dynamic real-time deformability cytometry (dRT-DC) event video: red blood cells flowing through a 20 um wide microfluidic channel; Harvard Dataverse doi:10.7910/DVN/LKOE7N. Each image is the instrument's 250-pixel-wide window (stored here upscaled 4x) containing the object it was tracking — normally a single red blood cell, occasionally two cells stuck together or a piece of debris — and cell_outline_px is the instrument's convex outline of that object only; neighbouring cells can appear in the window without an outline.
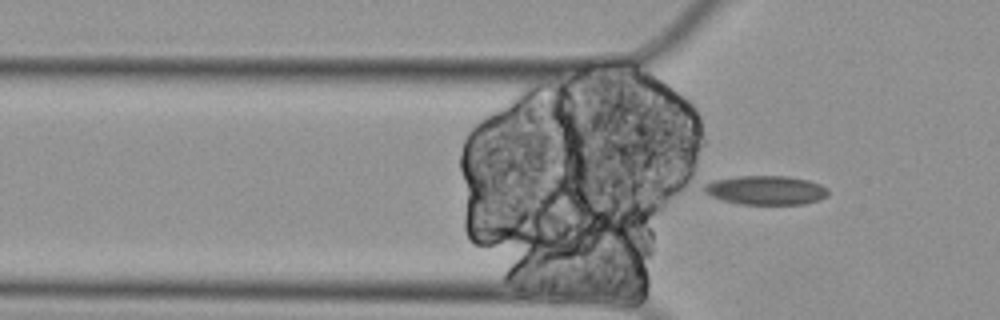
{"species": "Egyptian fruit bat (a non-hibernating species)", "species_latin": "Rousettus aegyptiacus", "temperature_condition": "cold", "stored_images_in_passage": 5, "camera_frame_rate_fps": 3000, "um_per_image_px": 0.085, "animal": {"sex": "female"}, "frame": {"image": 1, "passage_image": 5, "time_ms": 1.333, "image_size_px": [1000, 320], "cell_outline_px": [[828, 196], [820, 200], [804, 204], [740, 204], [720, 200], [704, 192], [700, 188], [704, 184], [712, 180], [736, 176], [788, 176], [808, 180], [820, 184], [828, 188]], "centroid_in_image_um": [65.07, 16.16], "position_along_channel_um": 60.7, "area_um2": 21.33}}